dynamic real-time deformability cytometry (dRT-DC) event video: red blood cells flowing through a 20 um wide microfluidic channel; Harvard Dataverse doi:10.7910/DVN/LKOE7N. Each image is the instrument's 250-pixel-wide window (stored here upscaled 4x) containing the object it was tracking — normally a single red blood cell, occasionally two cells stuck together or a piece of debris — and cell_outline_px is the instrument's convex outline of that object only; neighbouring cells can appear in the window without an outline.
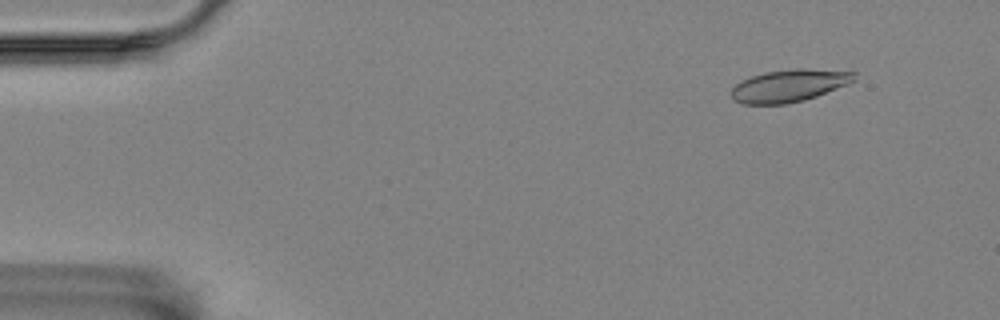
{"species": "Egyptian fruit bat (a non-hibernating species)", "species_latin": "Rousettus aegyptiacus", "temperature_condition": "room temperature", "stored_images_in_passage": 4, "camera_frame_rate_fps": 3000, "um_per_image_px": 0.085, "animal": {"sex": "female"}, "frame": {"image": 1, "passage_image": 2, "time_ms": 0.333, "image_size_px": [1000, 320], "cell_outline_px": [[856, 80], [848, 84], [816, 96], [804, 100], [788, 104], [744, 104], [732, 100], [732, 88], [736, 84], [752, 76], [764, 72], [796, 68], [800, 68], [856, 72]], "centroid_in_image_um": [67.09, 7.28], "position_along_channel_um": 17.9, "area_um2": 23.12}}